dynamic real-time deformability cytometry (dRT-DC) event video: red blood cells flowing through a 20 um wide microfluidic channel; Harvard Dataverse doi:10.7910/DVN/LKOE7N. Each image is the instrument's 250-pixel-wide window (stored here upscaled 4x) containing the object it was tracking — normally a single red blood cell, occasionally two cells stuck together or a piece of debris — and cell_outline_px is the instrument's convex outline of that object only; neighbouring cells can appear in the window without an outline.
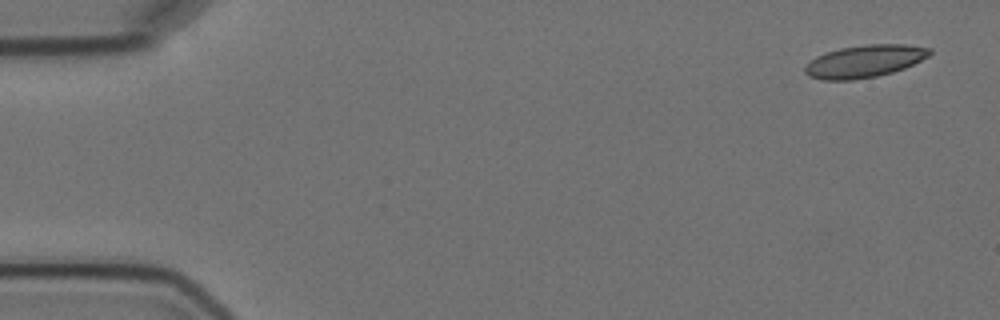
{"species": "Egyptian fruit bat (a non-hibernating species)", "species_latin": "Rousettus aegyptiacus", "temperature_condition": "cold", "stored_images_in_passage": 6, "camera_frame_rate_fps": 3000, "um_per_image_px": 0.085, "animal": {"sex": "female"}, "frame": {"image": 1, "passage_image": 1, "time_ms": 0.0, "image_size_px": [1000, 320], "cell_outline_px": [[932, 52], [928, 56], [904, 68], [892, 72], [876, 76], [852, 80], [820, 80], [808, 76], [804, 72], [804, 68], [816, 56], [824, 52], [840, 48], [864, 44], [904, 44], [932, 48]], "centroid_in_image_um": [73.46, 5.2], "position_along_channel_um": 11.5, "area_um2": 23.58}}
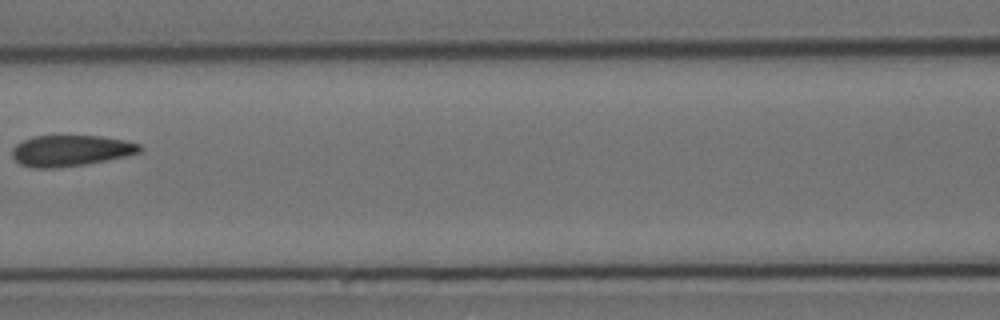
{"frame": {"image": 2, "passage_image": 5, "time_ms": 7.667, "image_size_px": [1000, 320], "cell_outline_px": [[144, 148], [140, 152], [128, 156], [88, 164], [56, 168], [32, 168], [20, 164], [12, 156], [12, 148], [16, 144], [32, 136], [100, 136], [124, 140], [140, 144]], "centroid_in_image_um": [6.03, 12.81], "position_along_channel_um": 160.6, "area_um2": 23.29}}
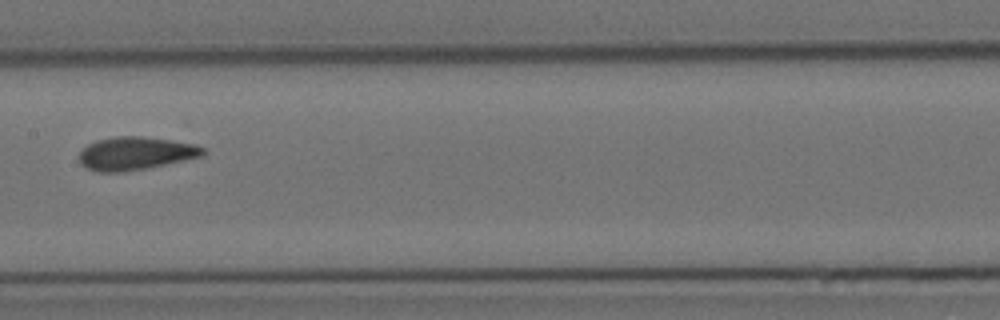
{"frame": {"image": 3, "passage_image": 6, "time_ms": 8.667, "image_size_px": [1000, 320], "cell_outline_px": [[208, 148], [204, 156], [144, 168], [120, 172], [100, 172], [88, 168], [80, 164], [76, 156], [88, 144], [96, 140], [116, 136], [140, 136], [172, 140], [196, 144]], "centroid_in_image_um": [11.53, 13.02], "position_along_channel_um": 195.9, "area_um2": 23.99}}